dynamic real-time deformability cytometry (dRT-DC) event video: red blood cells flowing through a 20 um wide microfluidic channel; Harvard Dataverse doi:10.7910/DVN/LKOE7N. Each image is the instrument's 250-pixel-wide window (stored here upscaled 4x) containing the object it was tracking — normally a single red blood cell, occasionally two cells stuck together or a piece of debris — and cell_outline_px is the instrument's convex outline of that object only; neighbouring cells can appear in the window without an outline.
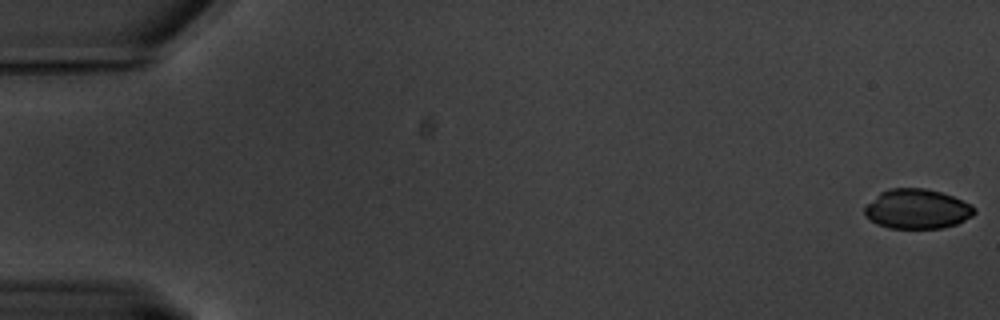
{"species": "common noctule bat (a hibernating species)", "species_latin": "Nyctalus noctula", "temperature_condition": "warm", "stored_images_in_passage": 62, "camera_frame_rate_fps": 3000, "um_per_image_px": 0.085, "animal": {"sex": "male", "body_mass_g": 20.1, "forearm_length_mm": 53.5}, "frame": {"image": 1, "passage_image": 1, "time_ms": 0.0, "image_size_px": [1000, 320], "cell_outline_px": [[976, 212], [972, 216], [956, 224], [940, 228], [888, 228], [876, 224], [864, 212], [864, 208], [880, 192], [892, 188], [924, 188], [940, 192], [952, 196], [972, 204], [976, 208]], "centroid_in_image_um": [77.98, 17.76], "position_along_channel_um": 7.0, "area_um2": 25.2}}
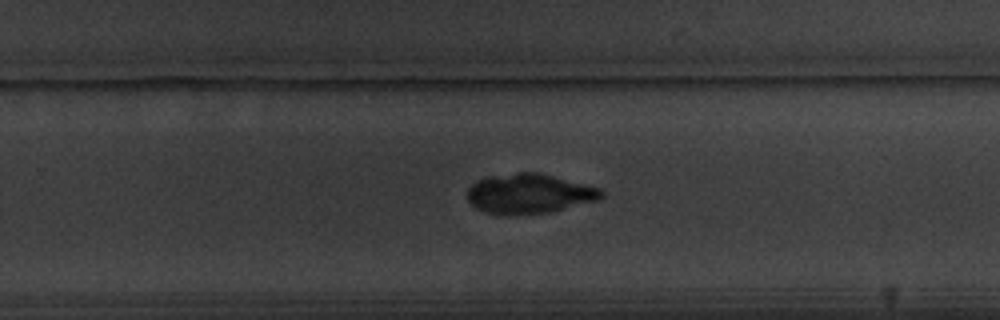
{"frame": {"image": 2, "passage_image": 40, "time_ms": 13.0, "image_size_px": [1000, 320], "cell_outline_px": [[604, 196], [596, 200], [552, 212], [512, 216], [508, 216], [484, 212], [476, 208], [468, 200], [468, 188], [476, 180], [488, 176], [516, 172], [536, 172], [600, 188], [604, 192]], "centroid_in_image_um": [44.94, 16.48], "position_along_channel_um": 284.9, "area_um2": 31.21}}
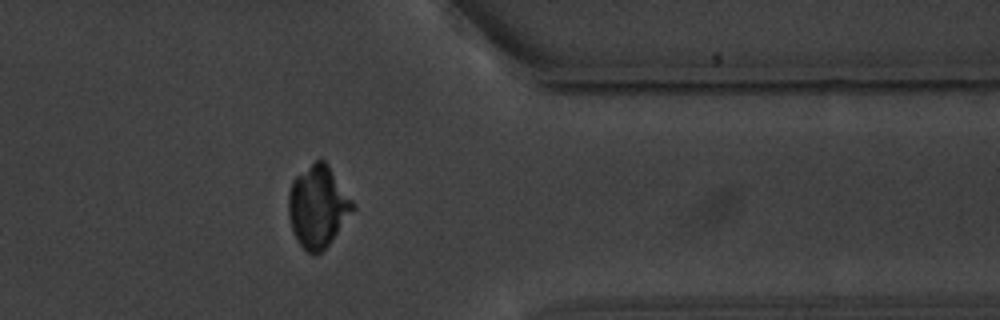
{"frame": {"image": 3, "passage_image": 50, "time_ms": 16.333, "image_size_px": [1000, 320], "cell_outline_px": [[356, 208], [328, 244], [316, 256], [312, 256], [300, 244], [292, 228], [288, 216], [288, 192], [292, 180], [296, 176], [316, 160], [324, 160], [328, 164], [356, 204]], "centroid_in_image_um": [27.03, 17.54], "position_along_channel_um": 384.4, "area_um2": 30.58}}